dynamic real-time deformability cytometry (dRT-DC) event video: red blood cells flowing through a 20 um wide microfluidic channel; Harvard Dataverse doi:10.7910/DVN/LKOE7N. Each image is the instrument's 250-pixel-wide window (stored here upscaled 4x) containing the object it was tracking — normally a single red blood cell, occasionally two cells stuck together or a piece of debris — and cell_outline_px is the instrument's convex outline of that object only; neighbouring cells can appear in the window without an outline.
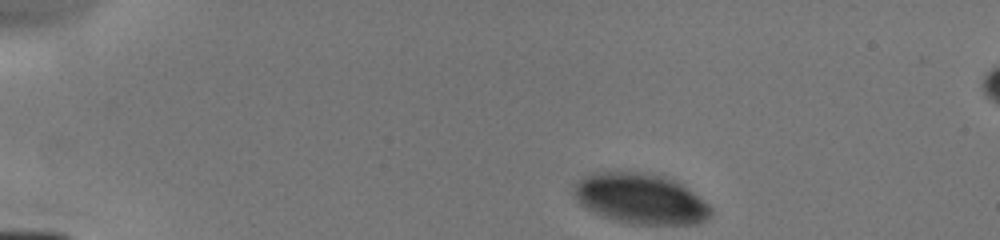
{"species": "human", "species_latin": "Homo sapiens", "temperature_condition": "cold", "stored_images_in_passage": 5, "camera_frame_rate_fps": 3000, "um_per_image_px": 0.085, "donor": {"sex": "male"}, "frame": {"image": 1, "passage_image": 1, "time_ms": 0.0, "image_size_px": [1000, 240], "cell_outline_px": [[712, 216], [708, 220], [696, 224], [632, 224], [616, 220], [604, 216], [584, 208], [580, 204], [572, 192], [576, 184], [584, 176], [596, 172], [644, 172], [668, 176], [704, 200], [712, 208]], "centroid_in_image_um": [54.47, 16.89], "position_along_channel_um": 30.5, "area_um2": 40.29}}